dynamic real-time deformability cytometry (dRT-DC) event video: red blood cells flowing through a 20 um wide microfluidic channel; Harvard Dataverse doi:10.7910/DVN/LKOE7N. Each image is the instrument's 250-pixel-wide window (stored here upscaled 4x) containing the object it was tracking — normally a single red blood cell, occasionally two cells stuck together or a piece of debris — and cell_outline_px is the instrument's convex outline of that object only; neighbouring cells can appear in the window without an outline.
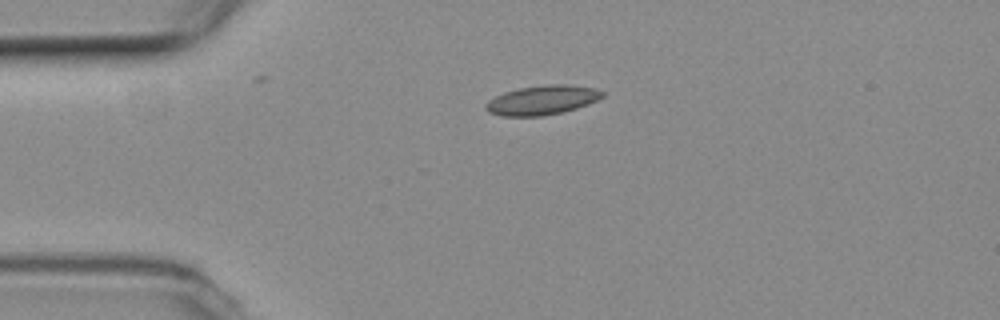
{"species": "common noctule bat (a hibernating species)", "species_latin": "Nyctalus noctula", "temperature_condition": "room temperature", "stored_images_in_passage": 5, "camera_frame_rate_fps": 3000, "um_per_image_px": 0.085, "animal": {"sex": "female", "body_mass_g": 19.3, "forearm_length_mm": 54.1}, "frame": {"image": 1, "passage_image": 1, "time_ms": 0.0, "image_size_px": [1000, 320], "cell_outline_px": [[604, 96], [588, 104], [576, 108], [560, 112], [540, 116], [500, 116], [488, 112], [484, 108], [484, 104], [488, 100], [504, 92], [520, 88], [544, 84], [568, 84], [596, 88], [604, 92]], "centroid_in_image_um": [46.06, 8.5], "position_along_channel_um": 38.9, "area_um2": 20.0}}